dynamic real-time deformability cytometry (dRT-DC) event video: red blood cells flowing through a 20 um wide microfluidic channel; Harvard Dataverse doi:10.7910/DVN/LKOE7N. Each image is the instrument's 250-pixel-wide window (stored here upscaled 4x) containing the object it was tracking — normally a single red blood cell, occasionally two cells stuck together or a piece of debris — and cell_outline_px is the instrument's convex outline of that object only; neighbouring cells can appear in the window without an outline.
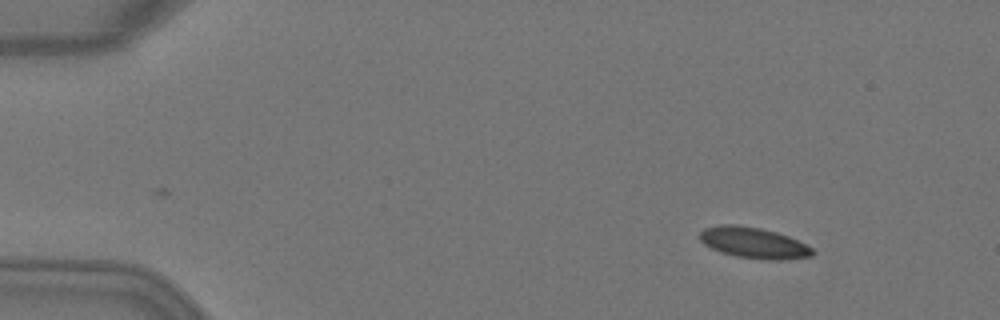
{"species": "Egyptian fruit bat (a non-hibernating species)", "species_latin": "Rousettus aegyptiacus", "temperature_condition": "warm", "stored_images_in_passage": 4, "camera_frame_rate_fps": 3000, "um_per_image_px": 0.085, "animal": {"sex": "female"}, "frame": {"image": 1, "passage_image": 1, "time_ms": 0.0, "image_size_px": [1000, 320], "cell_outline_px": [[816, 252], [812, 256], [780, 260], [764, 260], [736, 256], [712, 248], [704, 244], [700, 240], [700, 232], [704, 228], [720, 224], [736, 224], [760, 228], [776, 232], [788, 236], [812, 248]], "centroid_in_image_um": [64.06, 20.63], "position_along_channel_um": 20.9, "area_um2": 20.23}}